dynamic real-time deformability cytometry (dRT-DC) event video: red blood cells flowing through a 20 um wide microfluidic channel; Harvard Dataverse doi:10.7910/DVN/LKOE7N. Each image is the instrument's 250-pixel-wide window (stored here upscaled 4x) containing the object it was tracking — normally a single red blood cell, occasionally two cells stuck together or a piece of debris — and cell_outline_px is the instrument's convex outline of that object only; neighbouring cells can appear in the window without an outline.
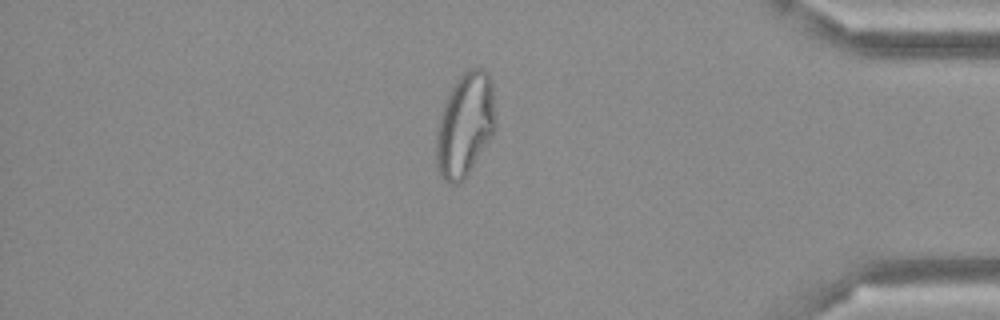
{"species": "Egyptian fruit bat (a non-hibernating species)", "species_latin": "Rousettus aegyptiacus", "temperature_condition": "cold", "stored_images_in_passage": 49, "camera_frame_rate_fps": 3000, "um_per_image_px": 0.085, "frame": {"image": 1, "passage_image": 42, "time_ms": 13.667, "image_size_px": [1000, 320], "cell_outline_px": [[496, 128], [492, 136], [464, 180], [460, 184], [448, 184], [440, 176], [436, 168], [436, 128], [448, 92], [456, 80], [468, 68], [484, 68], [488, 72], [492, 84], [496, 120]], "centroid_in_image_um": [39.52, 10.62], "position_along_channel_um": 395.7, "area_um2": 36.36}}